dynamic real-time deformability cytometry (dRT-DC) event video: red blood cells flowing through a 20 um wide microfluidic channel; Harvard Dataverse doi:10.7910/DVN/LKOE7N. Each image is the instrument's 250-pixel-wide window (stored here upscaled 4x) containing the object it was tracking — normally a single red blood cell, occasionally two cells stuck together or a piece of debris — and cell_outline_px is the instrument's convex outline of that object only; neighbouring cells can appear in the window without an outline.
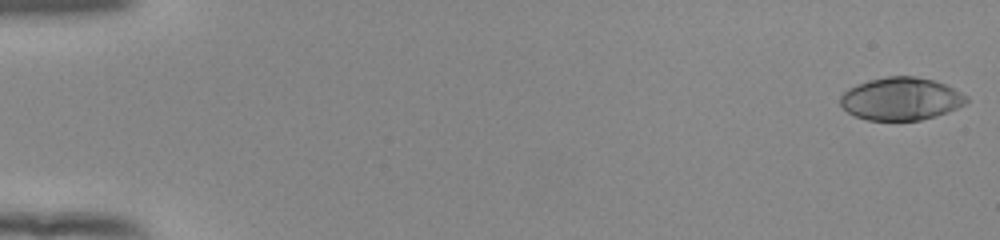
{"species": "human", "species_latin": "Homo sapiens", "temperature_condition": "room temperature", "stored_images_in_passage": 54, "camera_frame_rate_fps": 3000, "um_per_image_px": 0.085, "donor": {"sex": "female"}, "frame": {"image": 1, "passage_image": 1, "time_ms": 0.0, "image_size_px": [1000, 240], "cell_outline_px": [[968, 100], [964, 104], [948, 112], [936, 116], [920, 120], [868, 120], [856, 116], [848, 112], [840, 104], [840, 96], [848, 88], [856, 84], [868, 80], [888, 76], [912, 76], [932, 80], [944, 84], [968, 96]], "centroid_in_image_um": [76.56, 8.4], "position_along_channel_um": 8.4, "area_um2": 31.27}}
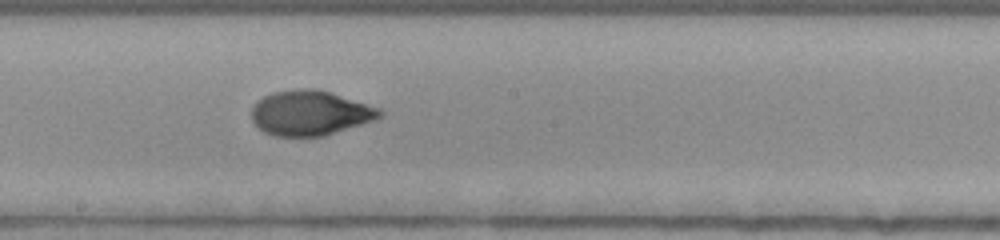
{"frame": {"image": 2, "passage_image": 31, "time_ms": 10.0, "image_size_px": [1000, 240], "cell_outline_px": [[384, 116], [376, 120], [324, 136], [276, 136], [264, 132], [252, 120], [252, 108], [256, 100], [272, 92], [304, 88], [316, 88], [380, 108], [384, 112]], "centroid_in_image_um": [26.38, 9.6], "position_along_channel_um": 221.8, "area_um2": 33.58}}
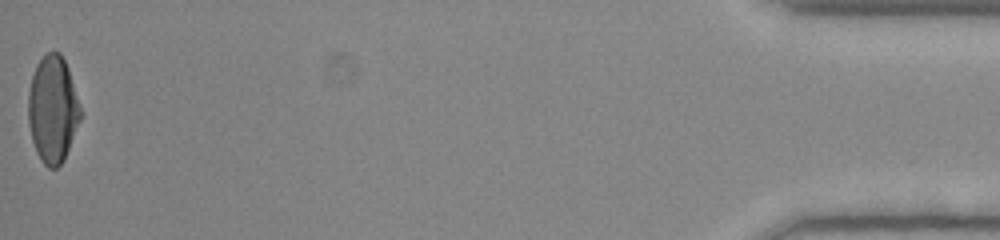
{"frame": {"image": 3, "passage_image": 54, "time_ms": 17.667, "image_size_px": [1000, 240], "cell_outline_px": [[80, 120], [64, 160], [56, 168], [48, 168], [40, 160], [36, 152], [32, 140], [28, 124], [28, 92], [32, 76], [36, 64], [48, 52], [60, 52], [68, 68], [80, 108]], "centroid_in_image_um": [4.46, 9.31], "position_along_channel_um": 430.7, "area_um2": 32.31}, "authors_computed_cell_mechanics": {"area_um2": 32.5125, "velocity_mm_per_s": 3.8898, "shape_relaxation_time_tau1_ms": 6.3213, "shape_relaxation_time_tau2_ms": 0.9168, "deformation_change_tau1": 0.2617, "deformation_change_tau2": 0.0441}}